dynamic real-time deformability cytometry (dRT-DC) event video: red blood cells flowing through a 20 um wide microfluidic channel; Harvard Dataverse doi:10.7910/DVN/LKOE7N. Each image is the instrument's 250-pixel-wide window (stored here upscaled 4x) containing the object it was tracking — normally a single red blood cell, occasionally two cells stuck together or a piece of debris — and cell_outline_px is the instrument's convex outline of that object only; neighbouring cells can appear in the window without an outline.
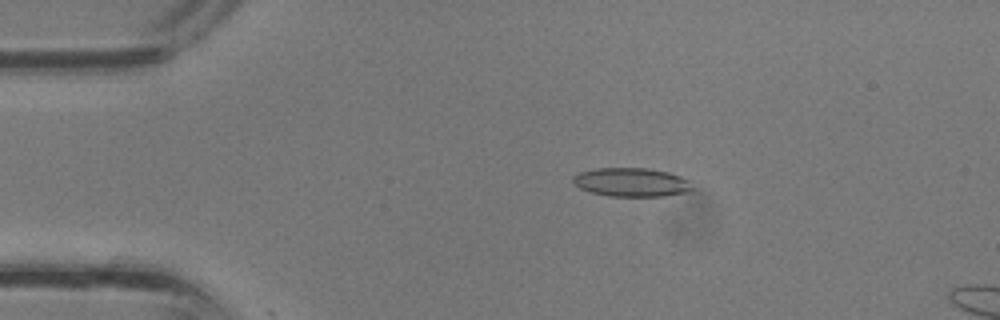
{"species": "common noctule bat (a hibernating species)", "species_latin": "Nyctalus noctula", "temperature_condition": "room temperature", "stored_images_in_passage": 38, "segment_of_instrument_passage": [1, 2], "camera_frame_rate_fps": 3000, "um_per_image_px": 0.085, "animal": {"sex": "male", "body_mass_g": 13.3}, "frame": {"image": 1, "passage_image": 7, "time_ms": 2.0, "image_size_px": [1000, 320], "cell_outline_px": [[692, 192], [664, 196], [608, 196], [588, 192], [580, 188], [572, 180], [572, 176], [580, 172], [596, 168], [648, 168], [668, 172], [680, 176], [688, 180], [692, 188]], "centroid_in_image_um": [53.67, 15.5], "position_along_channel_um": 31.3, "area_um2": 20.11}}
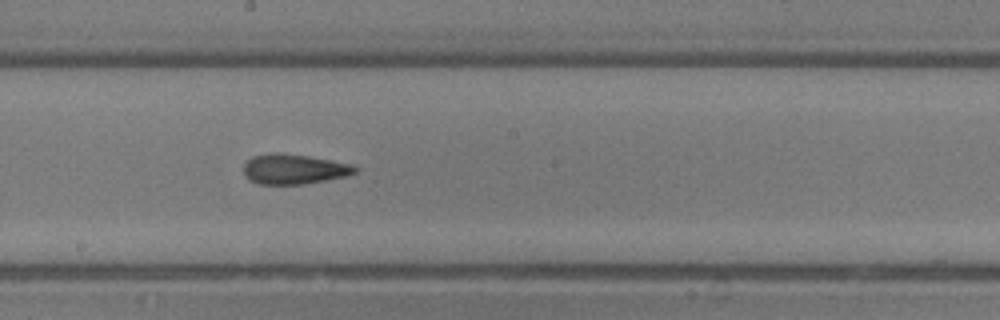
{"frame": {"image": 2, "passage_image": 20, "time_ms": 6.333, "image_size_px": [1000, 320], "cell_outline_px": [[360, 168], [356, 172], [344, 176], [304, 184], [256, 184], [248, 180], [244, 176], [244, 164], [252, 156], [276, 152], [308, 156], [352, 164]], "centroid_in_image_um": [24.95, 14.37], "position_along_channel_um": 223.2, "area_um2": 19.48}}
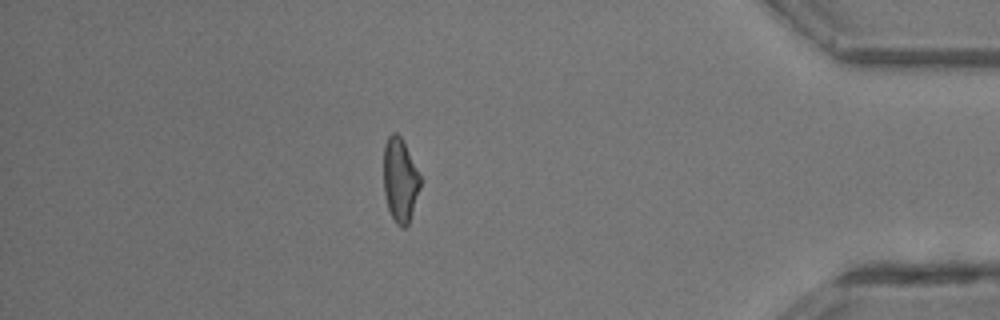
{"frame": {"image": 3, "passage_image": 32, "time_ms": 10.333, "image_size_px": [1000, 320], "cell_outline_px": [[420, 188], [408, 224], [404, 228], [400, 228], [396, 224], [388, 208], [384, 192], [384, 144], [388, 136], [392, 132], [396, 132], [400, 136], [420, 176]], "centroid_in_image_um": [33.99, 15.32], "position_along_channel_um": 401.2, "area_um2": 17.63}}